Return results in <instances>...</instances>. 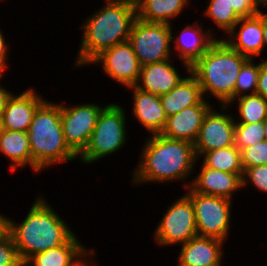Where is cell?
Masks as SVG:
<instances>
[{
  "label": "cell",
  "instance_id": "1",
  "mask_svg": "<svg viewBox=\"0 0 267 266\" xmlns=\"http://www.w3.org/2000/svg\"><path fill=\"white\" fill-rule=\"evenodd\" d=\"M7 231L22 262L34 254L66 244L75 236L51 206L40 198L20 226L7 219Z\"/></svg>",
  "mask_w": 267,
  "mask_h": 266
},
{
  "label": "cell",
  "instance_id": "2",
  "mask_svg": "<svg viewBox=\"0 0 267 266\" xmlns=\"http://www.w3.org/2000/svg\"><path fill=\"white\" fill-rule=\"evenodd\" d=\"M107 5L84 23L77 65L90 64L104 50L127 41L134 20L136 5L127 1L107 0Z\"/></svg>",
  "mask_w": 267,
  "mask_h": 266
},
{
  "label": "cell",
  "instance_id": "3",
  "mask_svg": "<svg viewBox=\"0 0 267 266\" xmlns=\"http://www.w3.org/2000/svg\"><path fill=\"white\" fill-rule=\"evenodd\" d=\"M196 159L193 143L153 134L146 142L133 182H164L186 178Z\"/></svg>",
  "mask_w": 267,
  "mask_h": 266
},
{
  "label": "cell",
  "instance_id": "4",
  "mask_svg": "<svg viewBox=\"0 0 267 266\" xmlns=\"http://www.w3.org/2000/svg\"><path fill=\"white\" fill-rule=\"evenodd\" d=\"M248 59L224 40H216L190 67V72L198 80L203 94L210 91L224 102L222 109H226L227 104L235 100L236 79Z\"/></svg>",
  "mask_w": 267,
  "mask_h": 266
},
{
  "label": "cell",
  "instance_id": "5",
  "mask_svg": "<svg viewBox=\"0 0 267 266\" xmlns=\"http://www.w3.org/2000/svg\"><path fill=\"white\" fill-rule=\"evenodd\" d=\"M27 132L35 171L78 156L63 135L60 105L44 101L37 108Z\"/></svg>",
  "mask_w": 267,
  "mask_h": 266
},
{
  "label": "cell",
  "instance_id": "6",
  "mask_svg": "<svg viewBox=\"0 0 267 266\" xmlns=\"http://www.w3.org/2000/svg\"><path fill=\"white\" fill-rule=\"evenodd\" d=\"M125 115L123 109L109 104L100 112L90 141L80 154L83 162L91 163L120 149L125 143Z\"/></svg>",
  "mask_w": 267,
  "mask_h": 266
},
{
  "label": "cell",
  "instance_id": "7",
  "mask_svg": "<svg viewBox=\"0 0 267 266\" xmlns=\"http://www.w3.org/2000/svg\"><path fill=\"white\" fill-rule=\"evenodd\" d=\"M171 25L150 23L136 18L132 24L130 42L141 67L170 59Z\"/></svg>",
  "mask_w": 267,
  "mask_h": 266
},
{
  "label": "cell",
  "instance_id": "8",
  "mask_svg": "<svg viewBox=\"0 0 267 266\" xmlns=\"http://www.w3.org/2000/svg\"><path fill=\"white\" fill-rule=\"evenodd\" d=\"M189 192L187 196L194 208L198 236L224 241L228 236L231 200L199 194L191 189Z\"/></svg>",
  "mask_w": 267,
  "mask_h": 266
},
{
  "label": "cell",
  "instance_id": "9",
  "mask_svg": "<svg viewBox=\"0 0 267 266\" xmlns=\"http://www.w3.org/2000/svg\"><path fill=\"white\" fill-rule=\"evenodd\" d=\"M197 235L194 208L187 195L169 207L155 232L156 241L162 245H183Z\"/></svg>",
  "mask_w": 267,
  "mask_h": 266
},
{
  "label": "cell",
  "instance_id": "10",
  "mask_svg": "<svg viewBox=\"0 0 267 266\" xmlns=\"http://www.w3.org/2000/svg\"><path fill=\"white\" fill-rule=\"evenodd\" d=\"M102 111L95 104L65 107L61 104V124L68 146L78 155L87 147Z\"/></svg>",
  "mask_w": 267,
  "mask_h": 266
},
{
  "label": "cell",
  "instance_id": "11",
  "mask_svg": "<svg viewBox=\"0 0 267 266\" xmlns=\"http://www.w3.org/2000/svg\"><path fill=\"white\" fill-rule=\"evenodd\" d=\"M91 62H102L105 72L125 86L139 82L141 65L128 40L104 50Z\"/></svg>",
  "mask_w": 267,
  "mask_h": 266
},
{
  "label": "cell",
  "instance_id": "12",
  "mask_svg": "<svg viewBox=\"0 0 267 266\" xmlns=\"http://www.w3.org/2000/svg\"><path fill=\"white\" fill-rule=\"evenodd\" d=\"M204 116L199 135L194 143L196 157L205 152L235 145V122L229 115L211 111Z\"/></svg>",
  "mask_w": 267,
  "mask_h": 266
},
{
  "label": "cell",
  "instance_id": "13",
  "mask_svg": "<svg viewBox=\"0 0 267 266\" xmlns=\"http://www.w3.org/2000/svg\"><path fill=\"white\" fill-rule=\"evenodd\" d=\"M34 90H28L17 96H11L0 117L1 128L27 132L37 108L45 101Z\"/></svg>",
  "mask_w": 267,
  "mask_h": 266
},
{
  "label": "cell",
  "instance_id": "14",
  "mask_svg": "<svg viewBox=\"0 0 267 266\" xmlns=\"http://www.w3.org/2000/svg\"><path fill=\"white\" fill-rule=\"evenodd\" d=\"M210 108L209 104H197L167 117L166 125L161 134L170 139L185 140L194 144L198 138L204 116Z\"/></svg>",
  "mask_w": 267,
  "mask_h": 266
},
{
  "label": "cell",
  "instance_id": "15",
  "mask_svg": "<svg viewBox=\"0 0 267 266\" xmlns=\"http://www.w3.org/2000/svg\"><path fill=\"white\" fill-rule=\"evenodd\" d=\"M189 188L193 192L203 195L223 197L231 200L232 192L242 186V178L238 174L228 173L206 167L203 168L198 177L192 181Z\"/></svg>",
  "mask_w": 267,
  "mask_h": 266
},
{
  "label": "cell",
  "instance_id": "16",
  "mask_svg": "<svg viewBox=\"0 0 267 266\" xmlns=\"http://www.w3.org/2000/svg\"><path fill=\"white\" fill-rule=\"evenodd\" d=\"M223 241L196 236L182 245L178 266H213L221 262Z\"/></svg>",
  "mask_w": 267,
  "mask_h": 266
},
{
  "label": "cell",
  "instance_id": "17",
  "mask_svg": "<svg viewBox=\"0 0 267 266\" xmlns=\"http://www.w3.org/2000/svg\"><path fill=\"white\" fill-rule=\"evenodd\" d=\"M134 91V115L140 123L153 134H161L167 115L163 109L160 96L142 91L131 86Z\"/></svg>",
  "mask_w": 267,
  "mask_h": 266
},
{
  "label": "cell",
  "instance_id": "18",
  "mask_svg": "<svg viewBox=\"0 0 267 266\" xmlns=\"http://www.w3.org/2000/svg\"><path fill=\"white\" fill-rule=\"evenodd\" d=\"M141 78L143 85L137 83L135 86L142 91L158 96L171 91L183 79L169 64V59L141 67L139 80Z\"/></svg>",
  "mask_w": 267,
  "mask_h": 266
},
{
  "label": "cell",
  "instance_id": "19",
  "mask_svg": "<svg viewBox=\"0 0 267 266\" xmlns=\"http://www.w3.org/2000/svg\"><path fill=\"white\" fill-rule=\"evenodd\" d=\"M183 78L171 91L160 96L163 109L167 117L179 113L189 106L208 104L203 99V92L196 77Z\"/></svg>",
  "mask_w": 267,
  "mask_h": 266
},
{
  "label": "cell",
  "instance_id": "20",
  "mask_svg": "<svg viewBox=\"0 0 267 266\" xmlns=\"http://www.w3.org/2000/svg\"><path fill=\"white\" fill-rule=\"evenodd\" d=\"M242 23L240 28V32L238 35H234V30L238 26L239 23ZM233 34L234 38H237L238 41L235 40H224L232 49L238 51L240 54L247 56L252 59V55H260L263 48V14L262 12L259 15H255L252 17L240 18L238 23L234 26V28L229 32Z\"/></svg>",
  "mask_w": 267,
  "mask_h": 266
},
{
  "label": "cell",
  "instance_id": "21",
  "mask_svg": "<svg viewBox=\"0 0 267 266\" xmlns=\"http://www.w3.org/2000/svg\"><path fill=\"white\" fill-rule=\"evenodd\" d=\"M87 253L92 254L91 250H85L74 236L66 244L34 254L25 263H32L31 266H85L87 264L78 256L83 257Z\"/></svg>",
  "mask_w": 267,
  "mask_h": 266
},
{
  "label": "cell",
  "instance_id": "22",
  "mask_svg": "<svg viewBox=\"0 0 267 266\" xmlns=\"http://www.w3.org/2000/svg\"><path fill=\"white\" fill-rule=\"evenodd\" d=\"M202 32L203 31L201 28H194L190 25L185 27L180 37H177V39L175 40L178 42L176 48L180 50V58L183 59L182 61L185 63V66L189 72L190 67L217 40L214 38H210L208 33L202 35Z\"/></svg>",
  "mask_w": 267,
  "mask_h": 266
},
{
  "label": "cell",
  "instance_id": "23",
  "mask_svg": "<svg viewBox=\"0 0 267 266\" xmlns=\"http://www.w3.org/2000/svg\"><path fill=\"white\" fill-rule=\"evenodd\" d=\"M0 151L13 162L10 169L26 164L32 167L28 132L1 129Z\"/></svg>",
  "mask_w": 267,
  "mask_h": 266
},
{
  "label": "cell",
  "instance_id": "24",
  "mask_svg": "<svg viewBox=\"0 0 267 266\" xmlns=\"http://www.w3.org/2000/svg\"><path fill=\"white\" fill-rule=\"evenodd\" d=\"M188 0H138L137 18L150 23L169 24L170 17L180 14Z\"/></svg>",
  "mask_w": 267,
  "mask_h": 266
},
{
  "label": "cell",
  "instance_id": "25",
  "mask_svg": "<svg viewBox=\"0 0 267 266\" xmlns=\"http://www.w3.org/2000/svg\"><path fill=\"white\" fill-rule=\"evenodd\" d=\"M206 167L228 173L238 174L243 179L244 170L241 163V151L236 145L219 148L203 153Z\"/></svg>",
  "mask_w": 267,
  "mask_h": 266
},
{
  "label": "cell",
  "instance_id": "26",
  "mask_svg": "<svg viewBox=\"0 0 267 266\" xmlns=\"http://www.w3.org/2000/svg\"><path fill=\"white\" fill-rule=\"evenodd\" d=\"M241 121L237 123H257L267 118V101L260 94L239 96Z\"/></svg>",
  "mask_w": 267,
  "mask_h": 266
},
{
  "label": "cell",
  "instance_id": "27",
  "mask_svg": "<svg viewBox=\"0 0 267 266\" xmlns=\"http://www.w3.org/2000/svg\"><path fill=\"white\" fill-rule=\"evenodd\" d=\"M205 14L215 21L219 29L223 28L227 32H230L240 20L229 0H211Z\"/></svg>",
  "mask_w": 267,
  "mask_h": 266
},
{
  "label": "cell",
  "instance_id": "28",
  "mask_svg": "<svg viewBox=\"0 0 267 266\" xmlns=\"http://www.w3.org/2000/svg\"><path fill=\"white\" fill-rule=\"evenodd\" d=\"M263 140V121L257 123H235V145L240 151Z\"/></svg>",
  "mask_w": 267,
  "mask_h": 266
},
{
  "label": "cell",
  "instance_id": "29",
  "mask_svg": "<svg viewBox=\"0 0 267 266\" xmlns=\"http://www.w3.org/2000/svg\"><path fill=\"white\" fill-rule=\"evenodd\" d=\"M259 72L260 64L254 65L250 58L242 65L235 83V99L249 89L253 90L251 94H256Z\"/></svg>",
  "mask_w": 267,
  "mask_h": 266
},
{
  "label": "cell",
  "instance_id": "30",
  "mask_svg": "<svg viewBox=\"0 0 267 266\" xmlns=\"http://www.w3.org/2000/svg\"><path fill=\"white\" fill-rule=\"evenodd\" d=\"M243 170L253 166L267 164V141H260L241 150Z\"/></svg>",
  "mask_w": 267,
  "mask_h": 266
},
{
  "label": "cell",
  "instance_id": "31",
  "mask_svg": "<svg viewBox=\"0 0 267 266\" xmlns=\"http://www.w3.org/2000/svg\"><path fill=\"white\" fill-rule=\"evenodd\" d=\"M16 246L10 233L6 231L0 236V266H21Z\"/></svg>",
  "mask_w": 267,
  "mask_h": 266
},
{
  "label": "cell",
  "instance_id": "32",
  "mask_svg": "<svg viewBox=\"0 0 267 266\" xmlns=\"http://www.w3.org/2000/svg\"><path fill=\"white\" fill-rule=\"evenodd\" d=\"M244 175H247L259 190L267 192V164L246 168L243 174L242 187L248 182Z\"/></svg>",
  "mask_w": 267,
  "mask_h": 266
},
{
  "label": "cell",
  "instance_id": "33",
  "mask_svg": "<svg viewBox=\"0 0 267 266\" xmlns=\"http://www.w3.org/2000/svg\"><path fill=\"white\" fill-rule=\"evenodd\" d=\"M229 2L240 18L252 17L261 13L256 0H229Z\"/></svg>",
  "mask_w": 267,
  "mask_h": 266
},
{
  "label": "cell",
  "instance_id": "34",
  "mask_svg": "<svg viewBox=\"0 0 267 266\" xmlns=\"http://www.w3.org/2000/svg\"><path fill=\"white\" fill-rule=\"evenodd\" d=\"M256 93L262 95L267 101V60L260 63Z\"/></svg>",
  "mask_w": 267,
  "mask_h": 266
},
{
  "label": "cell",
  "instance_id": "35",
  "mask_svg": "<svg viewBox=\"0 0 267 266\" xmlns=\"http://www.w3.org/2000/svg\"><path fill=\"white\" fill-rule=\"evenodd\" d=\"M12 96V93L7 92L4 88L0 87V117L7 105L9 98Z\"/></svg>",
  "mask_w": 267,
  "mask_h": 266
},
{
  "label": "cell",
  "instance_id": "36",
  "mask_svg": "<svg viewBox=\"0 0 267 266\" xmlns=\"http://www.w3.org/2000/svg\"><path fill=\"white\" fill-rule=\"evenodd\" d=\"M4 38H3V35L2 33L0 32V62H2L3 64L6 63L5 62V58L7 57L6 56V52H7V48L5 46V43H4Z\"/></svg>",
  "mask_w": 267,
  "mask_h": 266
},
{
  "label": "cell",
  "instance_id": "37",
  "mask_svg": "<svg viewBox=\"0 0 267 266\" xmlns=\"http://www.w3.org/2000/svg\"><path fill=\"white\" fill-rule=\"evenodd\" d=\"M267 44V14H263V45Z\"/></svg>",
  "mask_w": 267,
  "mask_h": 266
},
{
  "label": "cell",
  "instance_id": "38",
  "mask_svg": "<svg viewBox=\"0 0 267 266\" xmlns=\"http://www.w3.org/2000/svg\"><path fill=\"white\" fill-rule=\"evenodd\" d=\"M7 231V218L0 215V236Z\"/></svg>",
  "mask_w": 267,
  "mask_h": 266
},
{
  "label": "cell",
  "instance_id": "39",
  "mask_svg": "<svg viewBox=\"0 0 267 266\" xmlns=\"http://www.w3.org/2000/svg\"><path fill=\"white\" fill-rule=\"evenodd\" d=\"M264 141H267V118L263 121Z\"/></svg>",
  "mask_w": 267,
  "mask_h": 266
},
{
  "label": "cell",
  "instance_id": "40",
  "mask_svg": "<svg viewBox=\"0 0 267 266\" xmlns=\"http://www.w3.org/2000/svg\"><path fill=\"white\" fill-rule=\"evenodd\" d=\"M256 3H257L258 6H260V4L267 5V0H256Z\"/></svg>",
  "mask_w": 267,
  "mask_h": 266
},
{
  "label": "cell",
  "instance_id": "41",
  "mask_svg": "<svg viewBox=\"0 0 267 266\" xmlns=\"http://www.w3.org/2000/svg\"><path fill=\"white\" fill-rule=\"evenodd\" d=\"M4 68H5V64H3L2 62H0V78L3 76L2 74V72H3V70H4Z\"/></svg>",
  "mask_w": 267,
  "mask_h": 266
},
{
  "label": "cell",
  "instance_id": "42",
  "mask_svg": "<svg viewBox=\"0 0 267 266\" xmlns=\"http://www.w3.org/2000/svg\"><path fill=\"white\" fill-rule=\"evenodd\" d=\"M117 1H127V2H131L133 4H136L138 0H117Z\"/></svg>",
  "mask_w": 267,
  "mask_h": 266
},
{
  "label": "cell",
  "instance_id": "43",
  "mask_svg": "<svg viewBox=\"0 0 267 266\" xmlns=\"http://www.w3.org/2000/svg\"><path fill=\"white\" fill-rule=\"evenodd\" d=\"M21 266H28L27 263L22 262Z\"/></svg>",
  "mask_w": 267,
  "mask_h": 266
},
{
  "label": "cell",
  "instance_id": "44",
  "mask_svg": "<svg viewBox=\"0 0 267 266\" xmlns=\"http://www.w3.org/2000/svg\"><path fill=\"white\" fill-rule=\"evenodd\" d=\"M213 266H221V262L217 263L216 265H213Z\"/></svg>",
  "mask_w": 267,
  "mask_h": 266
}]
</instances>
